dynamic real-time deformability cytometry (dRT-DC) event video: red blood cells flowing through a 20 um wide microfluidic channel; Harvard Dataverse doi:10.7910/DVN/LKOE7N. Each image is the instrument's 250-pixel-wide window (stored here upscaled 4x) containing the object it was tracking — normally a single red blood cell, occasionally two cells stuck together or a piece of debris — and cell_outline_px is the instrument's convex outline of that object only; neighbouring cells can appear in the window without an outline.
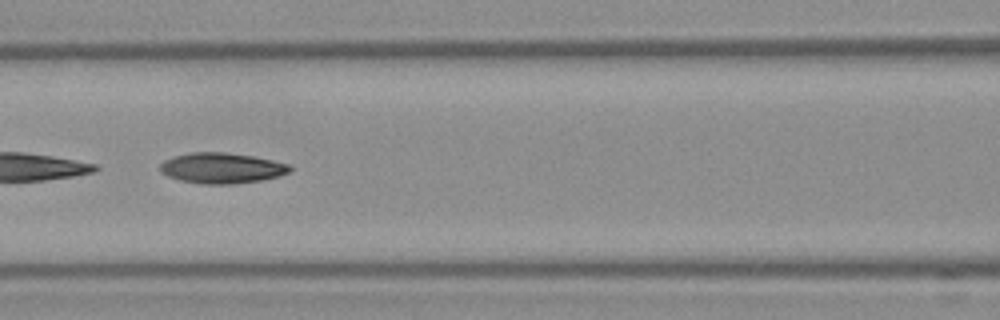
{"species": "Egyptian fruit bat (a non-hibernating species)", "species_latin": "Rousettus aegyptiacus", "temperature_condition": "warm", "stored_images_in_passage": 24, "camera_frame_rate_fps": 3000, "um_per_image_px": 0.085, "frame": {"image": 1, "passage_image": 11, "time_ms": 3.333, "image_size_px": [1000, 320], "cell_outline_px": [[292, 168], [288, 172], [280, 176], [260, 180], [232, 184], [200, 184], [180, 180], [168, 176], [160, 172], [160, 164], [164, 160], [172, 156], [192, 152], [224, 152], [252, 156], [272, 160], [288, 164]], "centroid_in_image_um": [18.81, 14.28], "position_along_channel_um": 147.8, "area_um2": 23.12}}
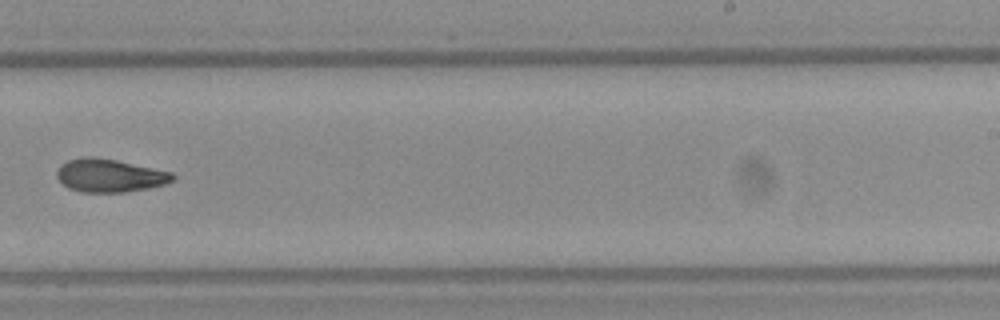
{"frame": {"image": 2, "passage_image": 19, "time_ms": 6.0, "image_size_px": [1000, 320], "cell_outline_px": [[176, 180], [164, 184], [148, 188], [124, 192], [84, 192], [68, 188], [56, 176], [56, 172], [60, 164], [68, 160], [84, 156], [88, 156], [116, 160], [172, 172], [176, 176]], "centroid_in_image_um": [9.33, 14.91], "position_along_channel_um": 279.7, "area_um2": 22.31}}
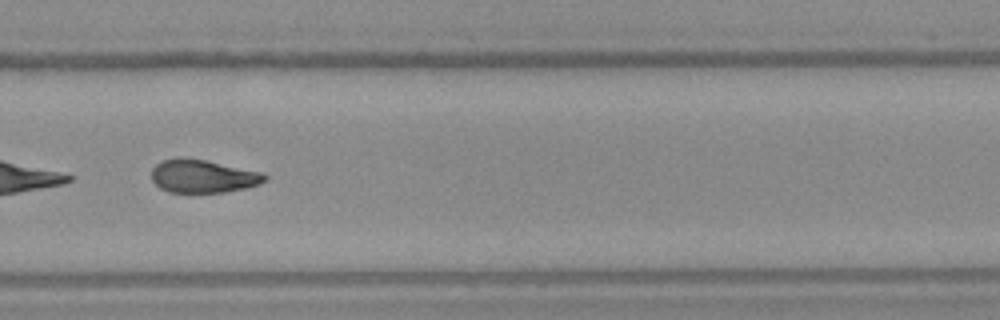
{"frame": {"image": 3, "passage_image": 21, "time_ms": 6.667, "image_size_px": [1000, 320], "cell_outline_px": [[268, 180], [260, 184], [244, 188], [224, 192], [168, 192], [160, 188], [152, 180], [152, 168], [156, 164], [164, 160], [176, 156], [184, 156], [204, 160], [260, 172], [268, 176]], "centroid_in_image_um": [17.22, 14.97], "position_along_channel_um": 312.6, "area_um2": 21.85}}